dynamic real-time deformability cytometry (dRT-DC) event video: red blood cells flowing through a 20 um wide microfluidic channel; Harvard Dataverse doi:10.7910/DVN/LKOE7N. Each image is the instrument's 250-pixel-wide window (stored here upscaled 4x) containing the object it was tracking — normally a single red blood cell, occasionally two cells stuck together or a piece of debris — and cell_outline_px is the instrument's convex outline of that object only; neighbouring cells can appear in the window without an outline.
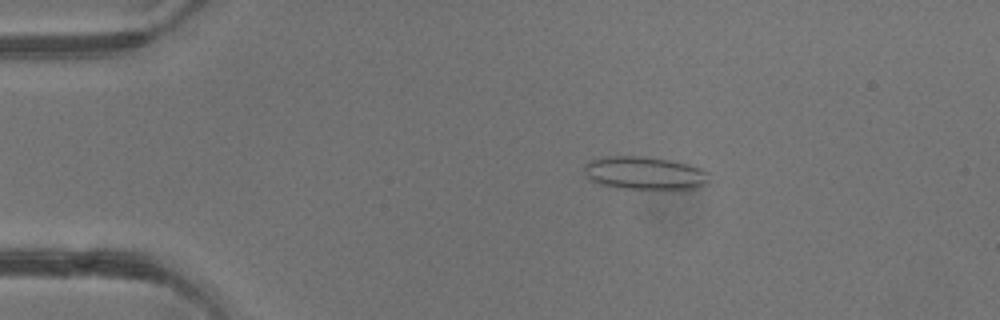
{"species": "common noctule bat (a hibernating species)", "species_latin": "Nyctalus noctula", "temperature_condition": "warm", "stored_images_in_passage": 3, "camera_frame_rate_fps": 3000, "um_per_image_px": 0.085, "animal": {"sex": "male", "body_mass_g": 13.3}, "frame": {"image": 1, "passage_image": 2, "time_ms": 1.333, "image_size_px": [1000, 320], "cell_outline_px": [[712, 172], [708, 184], [696, 188], [660, 192], [620, 188], [600, 184], [592, 180], [584, 172], [584, 164], [588, 160], [608, 156], [640, 156], [668, 160], [688, 164]], "centroid_in_image_um": [54.88, 14.76], "position_along_channel_um": 30.1, "area_um2": 25.09}}